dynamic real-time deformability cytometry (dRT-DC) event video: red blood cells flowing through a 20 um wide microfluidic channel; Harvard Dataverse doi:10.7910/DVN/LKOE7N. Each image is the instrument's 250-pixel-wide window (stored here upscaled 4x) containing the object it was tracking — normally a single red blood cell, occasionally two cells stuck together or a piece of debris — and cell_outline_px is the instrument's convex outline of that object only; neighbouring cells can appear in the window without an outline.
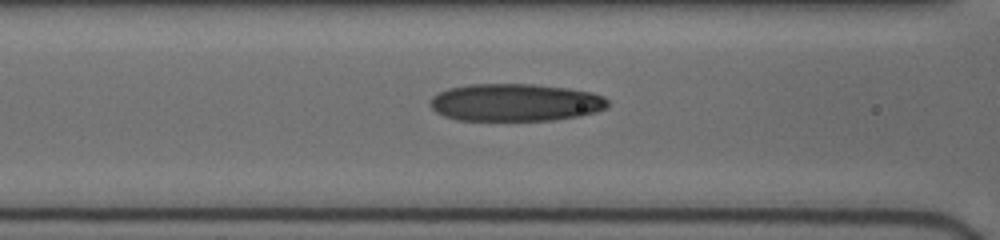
{"species": "human", "species_latin": "Homo sapiens", "temperature_condition": "cold", "stored_images_in_passage": 7, "segment_of_instrument_passage": [1, 2], "camera_frame_rate_fps": 3000, "um_per_image_px": 0.085, "donor": {"sex": "female"}, "frame": {"image": 1, "passage_image": 5, "time_ms": 1.667, "image_size_px": [1000, 240], "cell_outline_px": [[608, 104], [604, 108], [596, 112], [580, 116], [556, 120], [456, 120], [444, 116], [436, 112], [428, 104], [432, 96], [448, 88], [468, 84], [532, 84], [568, 88], [592, 92], [604, 96], [608, 100]], "centroid_in_image_um": [43.79, 8.71], "position_along_channel_um": 122.8, "area_um2": 39.07}}